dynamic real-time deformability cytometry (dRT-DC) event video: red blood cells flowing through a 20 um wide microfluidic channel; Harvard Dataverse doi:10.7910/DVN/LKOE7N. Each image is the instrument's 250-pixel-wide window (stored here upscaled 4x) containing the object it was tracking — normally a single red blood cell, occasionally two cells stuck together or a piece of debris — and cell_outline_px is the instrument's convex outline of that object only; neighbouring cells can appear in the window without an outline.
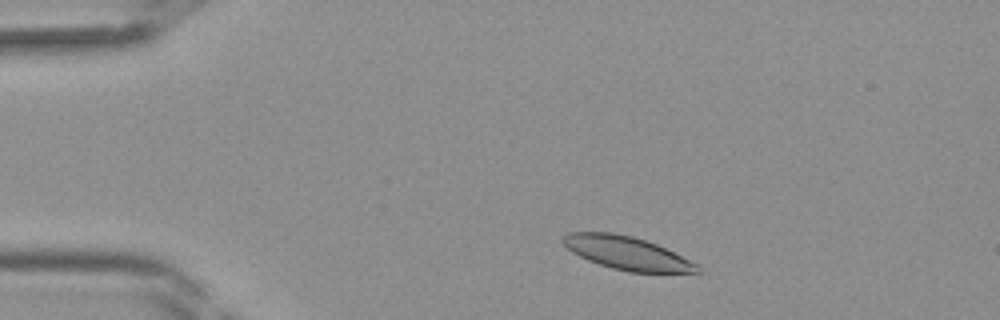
{"species": "Egyptian fruit bat (a non-hibernating species)", "species_latin": "Rousettus aegyptiacus", "temperature_condition": "room temperature", "stored_images_in_passage": 38, "camera_frame_rate_fps": 3000, "um_per_image_px": 0.085, "frame": {"image": 1, "passage_image": 4, "time_ms": 1.0, "image_size_px": [1000, 320], "cell_outline_px": [[700, 272], [628, 272], [612, 268], [588, 260], [572, 252], [560, 240], [568, 232], [612, 232], [632, 236], [656, 244], [700, 264]], "centroid_in_image_um": [53.29, 21.5], "position_along_channel_um": 31.7, "area_um2": 25.84}}
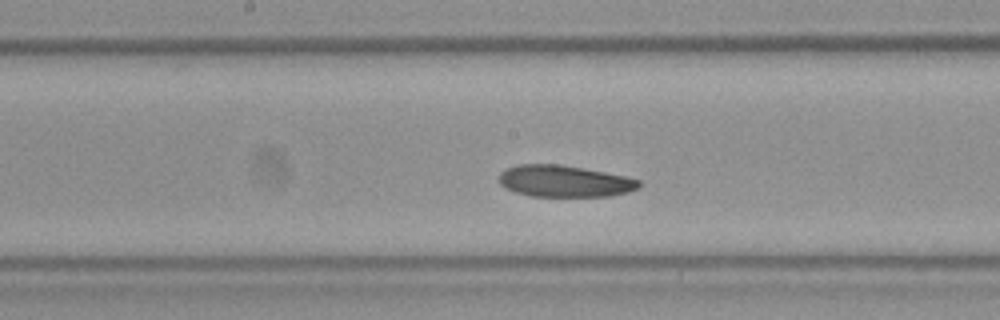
{"frame": {"image": 2, "passage_image": 18, "time_ms": 5.667, "image_size_px": [1000, 320], "cell_outline_px": [[640, 188], [628, 192], [608, 196], [532, 196], [516, 192], [504, 188], [500, 184], [500, 172], [504, 168], [516, 164], [560, 164], [604, 172], [624, 176], [640, 180]], "centroid_in_image_um": [47.95, 15.39], "position_along_channel_um": 200.3, "area_um2": 25.84}}
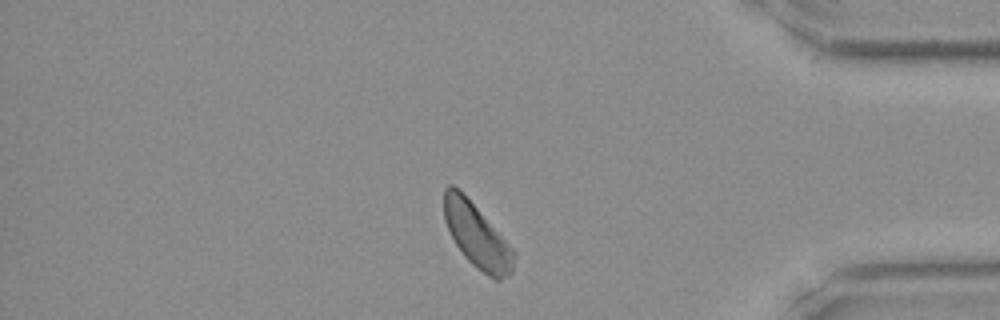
{"frame": {"image": 3, "passage_image": 32, "time_ms": 10.333, "image_size_px": [1000, 320], "cell_outline_px": [[516, 256], [512, 272], [508, 276], [500, 280], [496, 280], [488, 276], [476, 268], [464, 256], [456, 244], [444, 220], [444, 188], [448, 184], [452, 184], [476, 208], [516, 252]], "centroid_in_image_um": [40.55, 20.1], "position_along_channel_um": 394.7, "area_um2": 25.49}}